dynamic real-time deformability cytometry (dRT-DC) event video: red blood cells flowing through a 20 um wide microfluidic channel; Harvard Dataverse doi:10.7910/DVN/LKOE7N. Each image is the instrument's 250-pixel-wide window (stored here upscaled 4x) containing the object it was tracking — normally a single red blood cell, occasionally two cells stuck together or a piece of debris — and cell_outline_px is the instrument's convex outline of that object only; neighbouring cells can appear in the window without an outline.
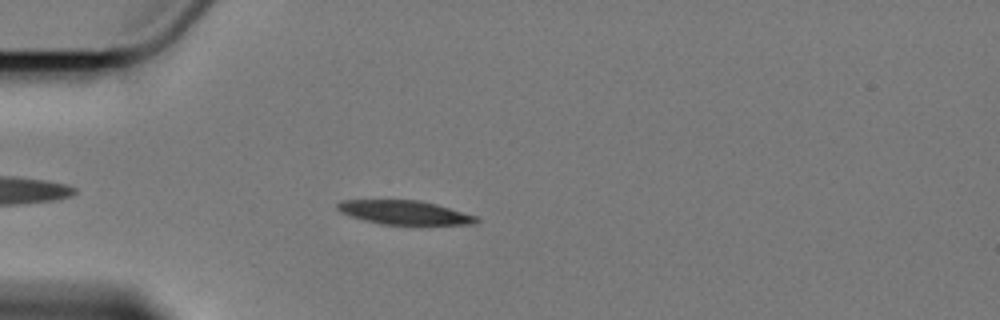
{"species": "Egyptian fruit bat (a non-hibernating species)", "species_latin": "Rousettus aegyptiacus", "temperature_condition": "cold", "stored_images_in_passage": 8, "camera_frame_rate_fps": 3000, "um_per_image_px": 0.085, "animal": {"sex": "female"}, "frame": {"image": 1, "passage_image": 5, "time_ms": 5.0, "image_size_px": [1000, 320], "cell_outline_px": [[480, 220], [476, 224], [420, 228], [380, 224], [348, 216], [340, 212], [336, 208], [336, 204], [340, 200], [416, 200], [436, 204], [476, 216]], "centroid_in_image_um": [34.44, 18.13], "position_along_channel_um": 50.6, "area_um2": 20.63}}
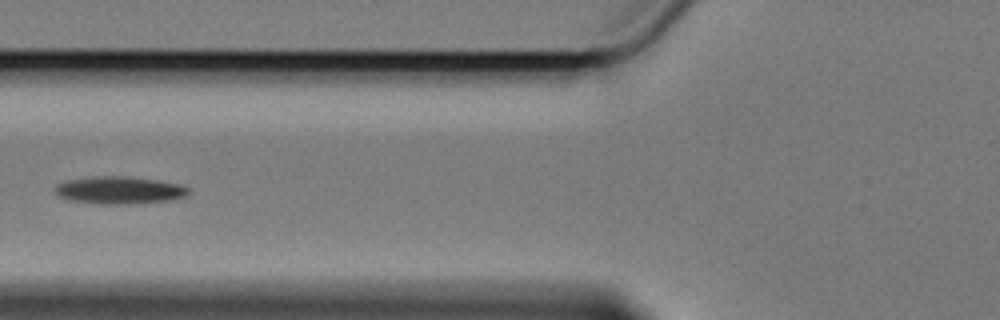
{"frame": {"image": 2, "passage_image": 7, "time_ms": 7.333, "image_size_px": [1000, 320], "cell_outline_px": [[188, 196], [172, 200], [136, 204], [100, 204], [68, 200], [60, 196], [52, 188], [56, 184], [64, 180], [92, 176], [124, 176], [156, 180], [180, 184], [188, 188]], "centroid_in_image_um": [10.12, 16.17], "position_along_channel_um": 115.7, "area_um2": 21.68}}
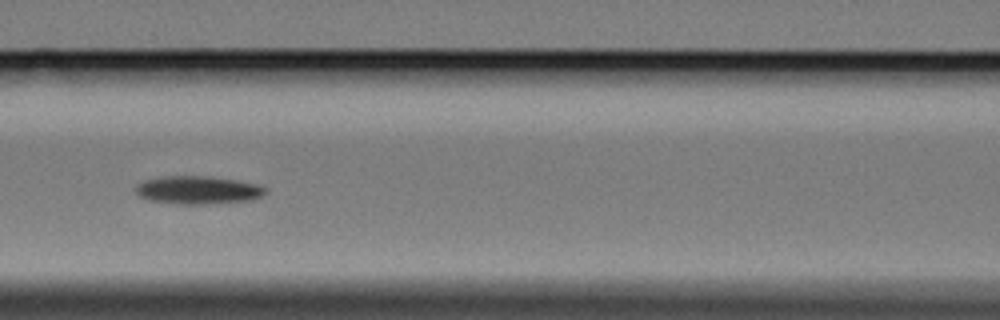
{"frame": {"image": 3, "passage_image": 8, "time_ms": 8.333, "image_size_px": [1000, 320], "cell_outline_px": [[268, 192], [252, 200], [204, 204], [176, 204], [148, 200], [140, 196], [136, 192], [136, 184], [144, 180], [164, 176], [212, 176], [236, 180], [256, 184], [268, 188]], "centroid_in_image_um": [16.83, 16.15], "position_along_channel_um": 149.8, "area_um2": 21.33}}